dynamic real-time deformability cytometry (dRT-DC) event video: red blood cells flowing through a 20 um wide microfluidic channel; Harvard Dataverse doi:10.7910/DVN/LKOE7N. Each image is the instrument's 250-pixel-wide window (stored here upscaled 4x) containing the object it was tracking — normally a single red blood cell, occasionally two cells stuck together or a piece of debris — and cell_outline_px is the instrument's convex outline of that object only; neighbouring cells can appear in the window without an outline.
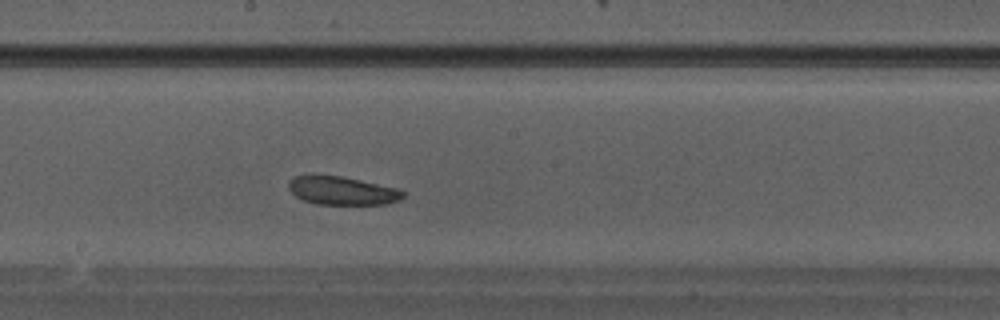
{"species": "Egyptian fruit bat (a non-hibernating species)", "species_latin": "Rousettus aegyptiacus", "temperature_condition": "warm", "stored_images_in_passage": 29, "camera_frame_rate_fps": 3000, "um_per_image_px": 0.085, "animal": {"sex": "male"}, "frame": {"image": 1, "passage_image": 13, "time_ms": 4.0, "image_size_px": [1000, 320], "cell_outline_px": [[404, 196], [400, 200], [388, 204], [316, 204], [304, 200], [296, 196], [288, 188], [288, 180], [296, 176], [344, 176], [400, 188], [404, 192]], "centroid_in_image_um": [29.14, 16.21], "position_along_channel_um": 219.1, "area_um2": 18.96}}